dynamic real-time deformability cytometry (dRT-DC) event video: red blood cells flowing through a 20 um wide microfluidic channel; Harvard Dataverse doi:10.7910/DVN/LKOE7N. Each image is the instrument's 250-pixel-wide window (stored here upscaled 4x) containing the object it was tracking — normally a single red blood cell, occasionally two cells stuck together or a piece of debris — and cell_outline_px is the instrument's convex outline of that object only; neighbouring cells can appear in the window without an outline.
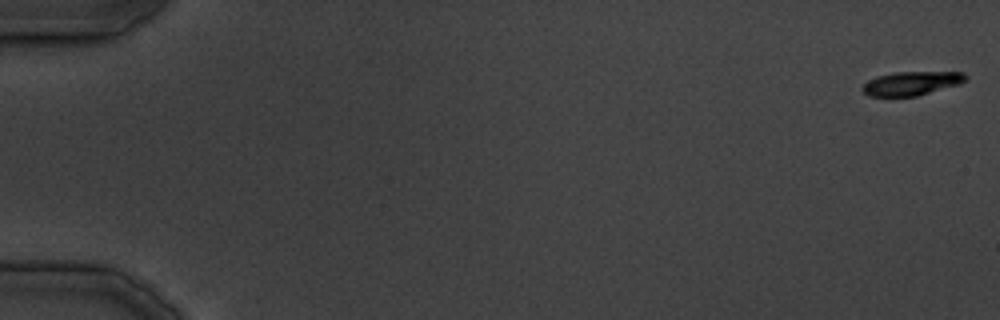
{"species": "common noctule bat (a hibernating species)", "species_latin": "Nyctalus noctula", "temperature_condition": "cold", "stored_images_in_passage": 13, "camera_frame_rate_fps": 3000, "um_per_image_px": 0.085, "animal": {"sex": "male", "body_mass_g": 19.5, "forearm_length_mm": 54.6}, "frame": {"image": 1, "passage_image": 1, "time_ms": 0.0, "image_size_px": [1000, 320], "cell_outline_px": [[968, 76], [960, 84], [916, 96], [868, 96], [860, 88], [868, 80], [876, 76], [896, 72], [964, 72]], "centroid_in_image_um": [77.46, 7.08], "position_along_channel_um": 7.5, "area_um2": 14.28}}
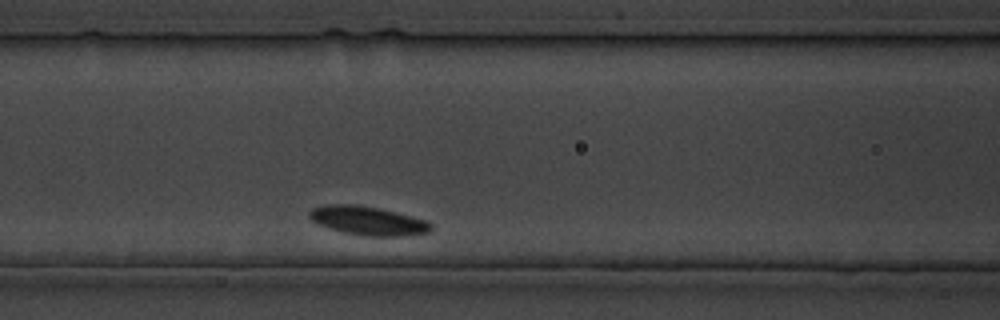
{"frame": {"image": 2, "passage_image": 10, "time_ms": 11.333, "image_size_px": [1000, 320], "cell_outline_px": [[432, 228], [428, 232], [400, 236], [364, 236], [344, 232], [328, 228], [312, 220], [308, 216], [308, 212], [312, 208], [328, 204], [356, 204], [376, 208], [428, 220], [432, 224]], "centroid_in_image_um": [31.25, 18.76], "position_along_channel_um": 135.3, "area_um2": 20.23}}